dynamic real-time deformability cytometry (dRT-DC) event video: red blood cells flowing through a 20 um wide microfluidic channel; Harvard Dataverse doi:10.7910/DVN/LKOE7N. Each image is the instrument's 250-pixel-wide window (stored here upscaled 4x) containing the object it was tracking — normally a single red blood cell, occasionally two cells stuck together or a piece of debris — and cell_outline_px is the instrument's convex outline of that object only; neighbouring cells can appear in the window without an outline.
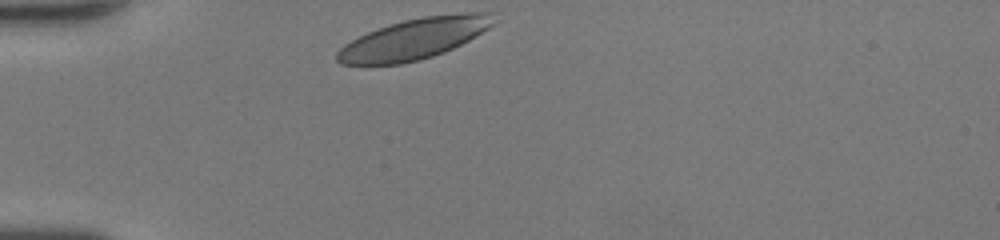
{"species": "human", "species_latin": "Homo sapiens", "temperature_condition": "room temperature", "stored_images_in_passage": 27, "camera_frame_rate_fps": 3000, "um_per_image_px": 0.085, "donor": {"sex": "female"}, "frame": {"image": 1, "passage_image": 1, "time_ms": 0.0, "image_size_px": [1000, 240], "cell_outline_px": [[500, 20], [488, 28], [468, 40], [444, 52], [420, 60], [400, 64], [340, 64], [336, 60], [336, 52], [344, 44], [368, 32], [388, 24], [404, 20], [424, 16], [464, 12], [492, 12]], "centroid_in_image_um": [35.25, 3.28], "position_along_channel_um": 49.8, "area_um2": 37.22}}
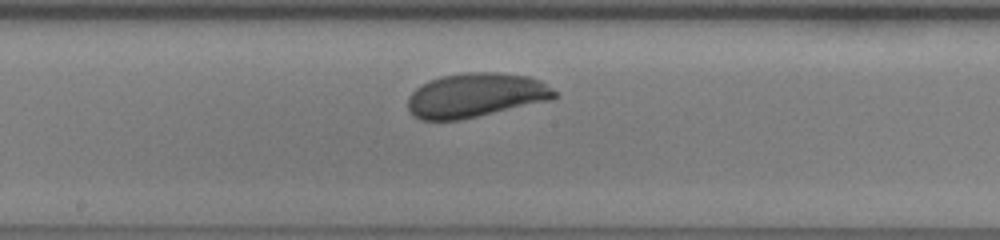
{"frame": {"image": 2, "passage_image": 14, "time_ms": 4.333, "image_size_px": [1000, 240], "cell_outline_px": [[560, 96], [552, 100], [460, 120], [420, 120], [412, 116], [408, 108], [408, 96], [416, 88], [428, 80], [440, 76], [464, 72], [496, 72], [528, 76], [540, 80], [552, 88]], "centroid_in_image_um": [40.43, 8.09], "position_along_channel_um": 207.8, "area_um2": 38.21}}
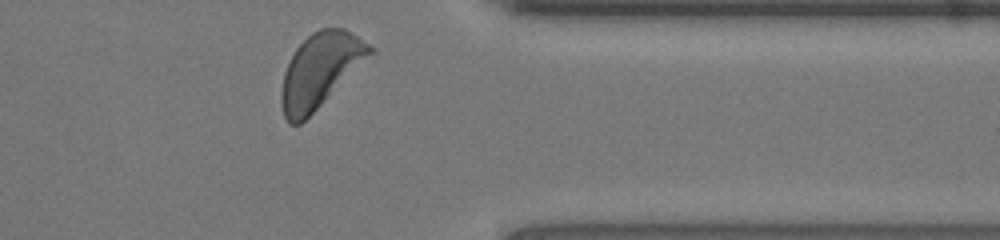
{"frame": {"image": 3, "passage_image": 27, "time_ms": 8.667, "image_size_px": [1000, 240], "cell_outline_px": [[376, 56], [300, 124], [288, 124], [284, 116], [280, 104], [280, 92], [284, 72], [296, 48], [312, 32], [320, 28], [344, 28], [376, 48]], "centroid_in_image_um": [27.3, 5.99], "position_along_channel_um": 384.1, "area_um2": 39.25}, "authors_computed_cell_mechanics": {"area_um2": 37.6856, "velocity_mm_per_s": 4.2269, "shape_relaxation_time_tau1_ms": 1.7026, "shape_relaxation_time_tau2_ms": null, "deformation_change_tau1": 0.0695, "deformation_change_tau2": null}}